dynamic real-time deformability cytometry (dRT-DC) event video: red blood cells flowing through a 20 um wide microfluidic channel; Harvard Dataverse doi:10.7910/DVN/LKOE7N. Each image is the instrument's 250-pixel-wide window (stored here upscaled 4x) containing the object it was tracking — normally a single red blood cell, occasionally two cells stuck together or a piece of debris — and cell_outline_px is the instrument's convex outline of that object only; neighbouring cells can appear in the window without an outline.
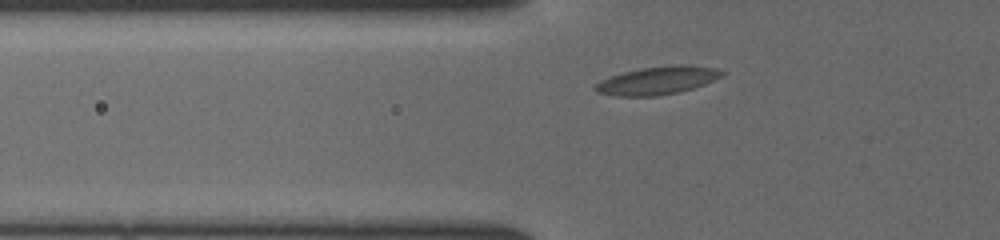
{"species": "common noctule bat (a hibernating species)", "species_latin": "Nyctalus noctula", "temperature_condition": "cold", "stored_images_in_passage": 4, "segment_of_instrument_passage": [1, 2], "camera_frame_rate_fps": 3000, "um_per_image_px": 0.085, "animal": {"sex": "female", "body_mass_g": 19.5, "forearm_length_mm": 54.1}, "frame": {"image": 1, "passage_image": 3, "time_ms": 0.667, "image_size_px": [1000, 240], "cell_outline_px": [[724, 72], [720, 76], [704, 84], [680, 92], [656, 96], [616, 96], [596, 92], [592, 88], [600, 80], [624, 72], [640, 68], [680, 64], [712, 68]], "centroid_in_image_um": [55.81, 6.85], "position_along_channel_um": 70.0, "area_um2": 20.35}}